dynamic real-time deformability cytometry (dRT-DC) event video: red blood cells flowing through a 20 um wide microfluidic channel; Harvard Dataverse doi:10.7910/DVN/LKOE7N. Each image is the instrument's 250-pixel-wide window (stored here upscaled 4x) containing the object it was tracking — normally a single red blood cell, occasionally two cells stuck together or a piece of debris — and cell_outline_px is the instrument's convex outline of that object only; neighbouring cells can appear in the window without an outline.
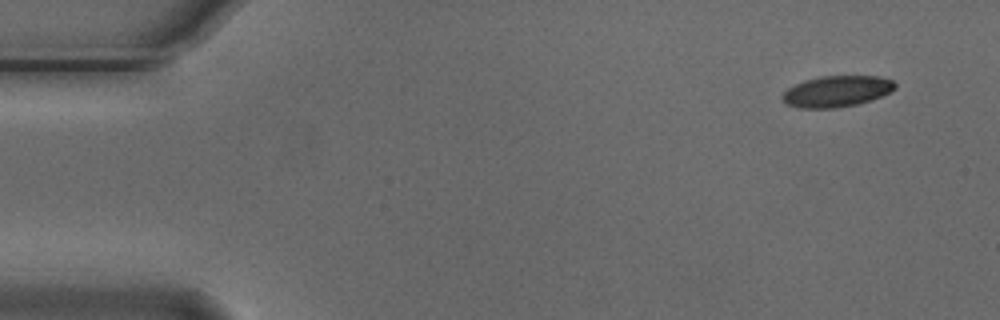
{"species": "Egyptian fruit bat (a non-hibernating species)", "species_latin": "Rousettus aegyptiacus", "temperature_condition": "cold", "stored_images_in_passage": 5, "camera_frame_rate_fps": 3000, "um_per_image_px": 0.085, "animal": {"sex": "male"}, "frame": {"image": 1, "passage_image": 1, "time_ms": 0.0, "image_size_px": [1000, 320], "cell_outline_px": [[896, 88], [872, 100], [856, 104], [836, 108], [796, 108], [784, 104], [780, 96], [788, 88], [804, 80], [820, 76], [876, 76], [892, 80], [896, 84]], "centroid_in_image_um": [71.06, 7.77], "position_along_channel_um": 13.9, "area_um2": 20.52}}
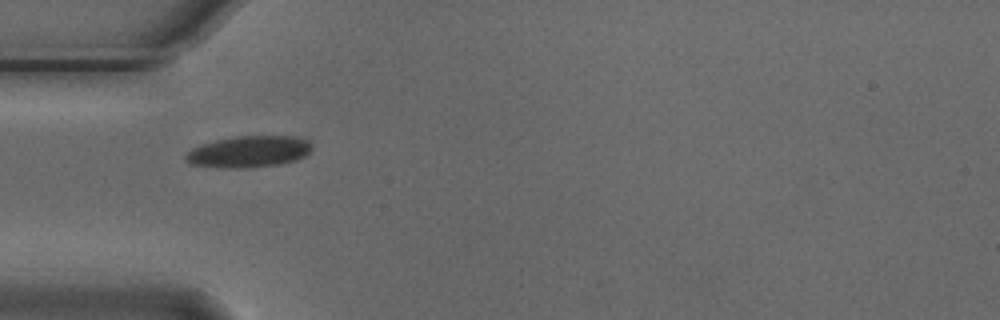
{"frame": {"image": 2, "passage_image": 4, "time_ms": 1.0, "image_size_px": [1000, 320], "cell_outline_px": [[312, 148], [304, 156], [296, 160], [280, 164], [248, 168], [224, 168], [188, 164], [184, 160], [184, 156], [192, 148], [200, 144], [216, 140], [236, 136], [296, 136], [304, 140]], "centroid_in_image_um": [21.08, 12.9], "position_along_channel_um": 63.9, "area_um2": 23.18}}
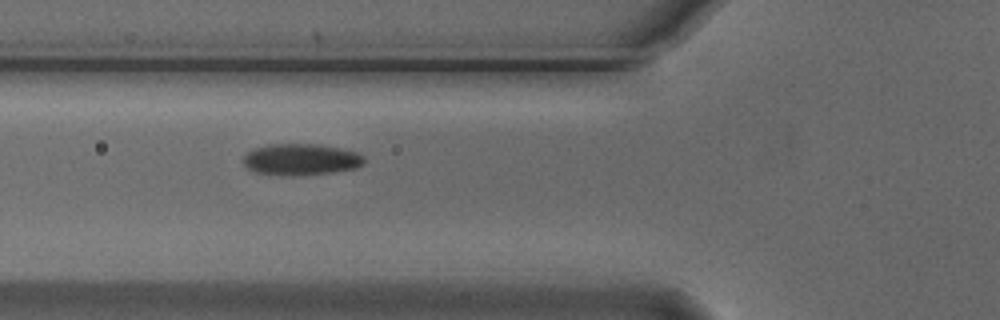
{"frame": {"image": 3, "passage_image": 5, "time_ms": 1.333, "image_size_px": [1000, 320], "cell_outline_px": [[364, 164], [356, 168], [332, 172], [292, 176], [256, 172], [248, 168], [244, 164], [244, 156], [248, 152], [256, 148], [268, 144], [320, 144], [340, 148], [356, 152], [364, 156]], "centroid_in_image_um": [25.61, 13.55], "position_along_channel_um": 100.2, "area_um2": 22.02}}